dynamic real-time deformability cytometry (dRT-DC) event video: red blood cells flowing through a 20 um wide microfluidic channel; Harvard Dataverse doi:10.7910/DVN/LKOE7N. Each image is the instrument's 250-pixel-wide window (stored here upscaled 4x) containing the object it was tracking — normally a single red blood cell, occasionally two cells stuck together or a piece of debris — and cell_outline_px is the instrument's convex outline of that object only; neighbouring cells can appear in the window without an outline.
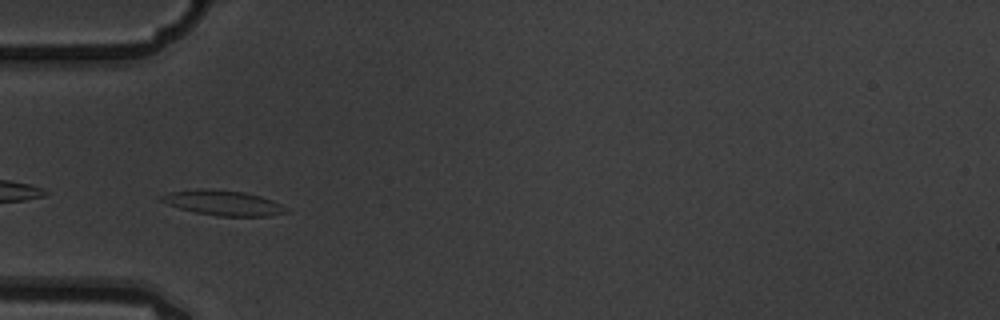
{"species": "common noctule bat (a hibernating species)", "species_latin": "Nyctalus noctula", "temperature_condition": "warm", "stored_images_in_passage": 12, "camera_frame_rate_fps": 3000, "um_per_image_px": 0.085, "animal": {"sex": "male", "body_mass_g": 19.5, "forearm_length_mm": 54.6}, "frame": {"image": 1, "passage_image": 3, "time_ms": 0.667, "image_size_px": [1000, 320], "cell_outline_px": [[288, 212], [268, 216], [216, 216], [196, 212], [180, 208], [168, 204], [160, 200], [160, 196], [168, 192], [196, 188], [204, 188], [244, 192], [260, 196], [272, 200], [288, 208]], "centroid_in_image_um": [18.96, 17.24], "position_along_channel_um": 66.0, "area_um2": 18.21}}
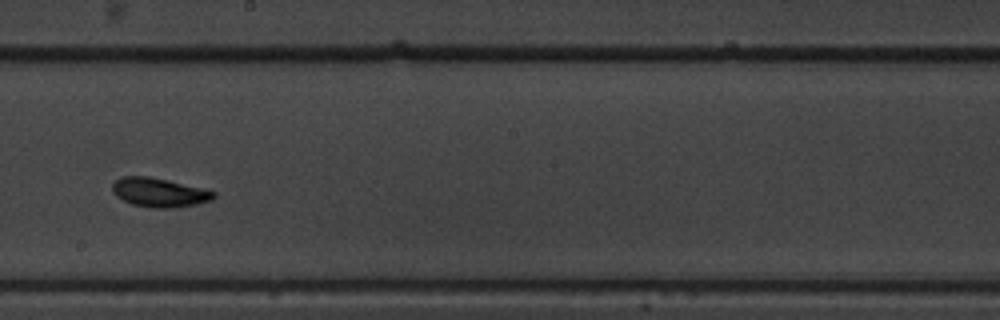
{"frame": {"image": 2, "passage_image": 7, "time_ms": 2.0, "image_size_px": [1000, 320], "cell_outline_px": [[216, 196], [212, 200], [196, 204], [172, 208], [152, 208], [132, 204], [116, 196], [112, 192], [112, 184], [120, 176], [148, 176], [168, 180], [216, 192]], "centroid_in_image_um": [13.51, 16.36], "position_along_channel_um": 234.7, "area_um2": 17.11}}
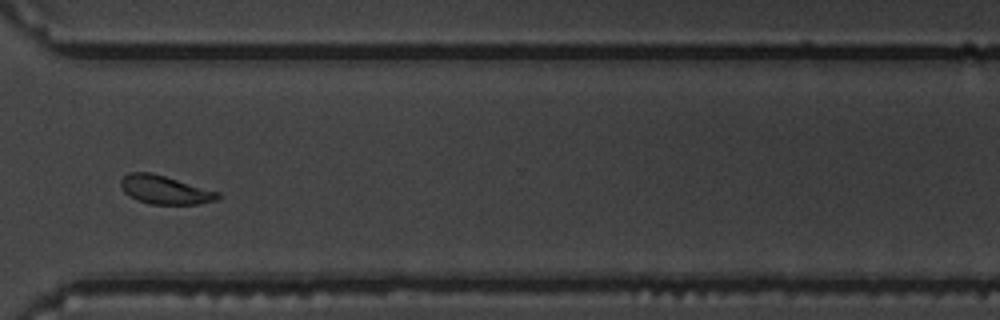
{"frame": {"image": 3, "passage_image": 10, "time_ms": 3.0, "image_size_px": [1000, 320], "cell_outline_px": [[224, 196], [216, 200], [200, 204], [152, 204], [136, 200], [128, 196], [124, 192], [120, 184], [120, 180], [128, 172], [152, 172], [220, 192]], "centroid_in_image_um": [14.03, 16.13], "position_along_channel_um": 356.6, "area_um2": 16.36}}